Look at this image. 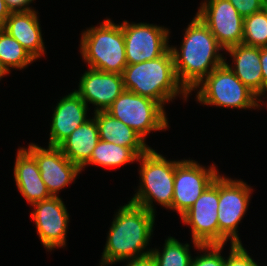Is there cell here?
<instances>
[{"label": "cell", "mask_w": 267, "mask_h": 266, "mask_svg": "<svg viewBox=\"0 0 267 266\" xmlns=\"http://www.w3.org/2000/svg\"><path fill=\"white\" fill-rule=\"evenodd\" d=\"M233 58L232 67L224 63L233 71L235 76L248 87L258 98L263 95V77L260 64V47L238 44L226 49Z\"/></svg>", "instance_id": "ac0fdd59"}, {"label": "cell", "mask_w": 267, "mask_h": 266, "mask_svg": "<svg viewBox=\"0 0 267 266\" xmlns=\"http://www.w3.org/2000/svg\"><path fill=\"white\" fill-rule=\"evenodd\" d=\"M138 161H141L139 170L141 182L130 202L155 213L152 205L155 199L154 201L171 210L175 167L179 161H169L152 148L141 154Z\"/></svg>", "instance_id": "5b68a950"}, {"label": "cell", "mask_w": 267, "mask_h": 266, "mask_svg": "<svg viewBox=\"0 0 267 266\" xmlns=\"http://www.w3.org/2000/svg\"><path fill=\"white\" fill-rule=\"evenodd\" d=\"M127 64H138L162 56L170 47L169 30L147 23H121Z\"/></svg>", "instance_id": "30bf717a"}, {"label": "cell", "mask_w": 267, "mask_h": 266, "mask_svg": "<svg viewBox=\"0 0 267 266\" xmlns=\"http://www.w3.org/2000/svg\"><path fill=\"white\" fill-rule=\"evenodd\" d=\"M127 261L128 264L126 266H157L151 253L142 257L131 258Z\"/></svg>", "instance_id": "f546056e"}, {"label": "cell", "mask_w": 267, "mask_h": 266, "mask_svg": "<svg viewBox=\"0 0 267 266\" xmlns=\"http://www.w3.org/2000/svg\"><path fill=\"white\" fill-rule=\"evenodd\" d=\"M125 90L151 98L162 106L177 94H190L179 82L169 48L162 56L138 64H127L122 73Z\"/></svg>", "instance_id": "3957f363"}, {"label": "cell", "mask_w": 267, "mask_h": 266, "mask_svg": "<svg viewBox=\"0 0 267 266\" xmlns=\"http://www.w3.org/2000/svg\"><path fill=\"white\" fill-rule=\"evenodd\" d=\"M10 10L7 8L6 1L0 0V18L5 22L10 16Z\"/></svg>", "instance_id": "1f68e13d"}, {"label": "cell", "mask_w": 267, "mask_h": 266, "mask_svg": "<svg viewBox=\"0 0 267 266\" xmlns=\"http://www.w3.org/2000/svg\"><path fill=\"white\" fill-rule=\"evenodd\" d=\"M155 213L128 202L120 207L111 224L100 266L142 257L153 233Z\"/></svg>", "instance_id": "7a4b0ae2"}, {"label": "cell", "mask_w": 267, "mask_h": 266, "mask_svg": "<svg viewBox=\"0 0 267 266\" xmlns=\"http://www.w3.org/2000/svg\"><path fill=\"white\" fill-rule=\"evenodd\" d=\"M189 244L180 243L173 237L165 240L162 253L158 249H152L153 256L157 266H191L192 256L189 251Z\"/></svg>", "instance_id": "cb8c5ba5"}, {"label": "cell", "mask_w": 267, "mask_h": 266, "mask_svg": "<svg viewBox=\"0 0 267 266\" xmlns=\"http://www.w3.org/2000/svg\"><path fill=\"white\" fill-rule=\"evenodd\" d=\"M196 15L224 50L242 44L244 18L229 0H206Z\"/></svg>", "instance_id": "7c38bea8"}, {"label": "cell", "mask_w": 267, "mask_h": 266, "mask_svg": "<svg viewBox=\"0 0 267 266\" xmlns=\"http://www.w3.org/2000/svg\"><path fill=\"white\" fill-rule=\"evenodd\" d=\"M224 266H260L249 256L241 244H231L230 255L225 259Z\"/></svg>", "instance_id": "4316f807"}, {"label": "cell", "mask_w": 267, "mask_h": 266, "mask_svg": "<svg viewBox=\"0 0 267 266\" xmlns=\"http://www.w3.org/2000/svg\"><path fill=\"white\" fill-rule=\"evenodd\" d=\"M4 75L0 72V79L3 77Z\"/></svg>", "instance_id": "836d02e7"}, {"label": "cell", "mask_w": 267, "mask_h": 266, "mask_svg": "<svg viewBox=\"0 0 267 266\" xmlns=\"http://www.w3.org/2000/svg\"><path fill=\"white\" fill-rule=\"evenodd\" d=\"M100 141L96 119L87 120L77 127L58 147L62 153L80 169L90 160L94 148Z\"/></svg>", "instance_id": "ffe728a7"}, {"label": "cell", "mask_w": 267, "mask_h": 266, "mask_svg": "<svg viewBox=\"0 0 267 266\" xmlns=\"http://www.w3.org/2000/svg\"><path fill=\"white\" fill-rule=\"evenodd\" d=\"M101 140L128 148H151L132 128L107 111L94 112Z\"/></svg>", "instance_id": "44dd1931"}, {"label": "cell", "mask_w": 267, "mask_h": 266, "mask_svg": "<svg viewBox=\"0 0 267 266\" xmlns=\"http://www.w3.org/2000/svg\"><path fill=\"white\" fill-rule=\"evenodd\" d=\"M39 17L35 10L11 12L5 21V31L16 39L37 60L45 54Z\"/></svg>", "instance_id": "d6986e66"}, {"label": "cell", "mask_w": 267, "mask_h": 266, "mask_svg": "<svg viewBox=\"0 0 267 266\" xmlns=\"http://www.w3.org/2000/svg\"><path fill=\"white\" fill-rule=\"evenodd\" d=\"M34 61L30 53L7 31L0 32V72L4 76L11 68L22 70Z\"/></svg>", "instance_id": "603a6c76"}, {"label": "cell", "mask_w": 267, "mask_h": 266, "mask_svg": "<svg viewBox=\"0 0 267 266\" xmlns=\"http://www.w3.org/2000/svg\"><path fill=\"white\" fill-rule=\"evenodd\" d=\"M79 82V88L75 92L86 104L89 102L97 106L95 112L106 111L125 90L122 74L92 68L85 71Z\"/></svg>", "instance_id": "9a60e30c"}, {"label": "cell", "mask_w": 267, "mask_h": 266, "mask_svg": "<svg viewBox=\"0 0 267 266\" xmlns=\"http://www.w3.org/2000/svg\"><path fill=\"white\" fill-rule=\"evenodd\" d=\"M26 150L35 158L41 178L51 196H58V192L74 181L81 172L57 146H48L45 149L32 143Z\"/></svg>", "instance_id": "4fadbf2b"}, {"label": "cell", "mask_w": 267, "mask_h": 266, "mask_svg": "<svg viewBox=\"0 0 267 266\" xmlns=\"http://www.w3.org/2000/svg\"><path fill=\"white\" fill-rule=\"evenodd\" d=\"M5 30V22L0 18V32Z\"/></svg>", "instance_id": "d6a6232c"}, {"label": "cell", "mask_w": 267, "mask_h": 266, "mask_svg": "<svg viewBox=\"0 0 267 266\" xmlns=\"http://www.w3.org/2000/svg\"><path fill=\"white\" fill-rule=\"evenodd\" d=\"M88 104L74 91L56 105L50 130L49 146H59L77 127L88 119Z\"/></svg>", "instance_id": "2e32d148"}, {"label": "cell", "mask_w": 267, "mask_h": 266, "mask_svg": "<svg viewBox=\"0 0 267 266\" xmlns=\"http://www.w3.org/2000/svg\"><path fill=\"white\" fill-rule=\"evenodd\" d=\"M242 44L267 47V7L244 17Z\"/></svg>", "instance_id": "d4e9b609"}, {"label": "cell", "mask_w": 267, "mask_h": 266, "mask_svg": "<svg viewBox=\"0 0 267 266\" xmlns=\"http://www.w3.org/2000/svg\"><path fill=\"white\" fill-rule=\"evenodd\" d=\"M7 8L10 12H27L34 10L29 7L30 3L34 0H5Z\"/></svg>", "instance_id": "f1b7e54d"}, {"label": "cell", "mask_w": 267, "mask_h": 266, "mask_svg": "<svg viewBox=\"0 0 267 266\" xmlns=\"http://www.w3.org/2000/svg\"><path fill=\"white\" fill-rule=\"evenodd\" d=\"M218 176L215 164L206 169L193 160L179 161L175 167L172 210L182 216Z\"/></svg>", "instance_id": "8fae6325"}, {"label": "cell", "mask_w": 267, "mask_h": 266, "mask_svg": "<svg viewBox=\"0 0 267 266\" xmlns=\"http://www.w3.org/2000/svg\"><path fill=\"white\" fill-rule=\"evenodd\" d=\"M80 44V53L89 68L122 74L127 66L121 24L116 25L110 19H106L99 27H91L84 31Z\"/></svg>", "instance_id": "277c9868"}, {"label": "cell", "mask_w": 267, "mask_h": 266, "mask_svg": "<svg viewBox=\"0 0 267 266\" xmlns=\"http://www.w3.org/2000/svg\"><path fill=\"white\" fill-rule=\"evenodd\" d=\"M238 13L244 18L255 12L261 11L265 5V0H229Z\"/></svg>", "instance_id": "83f0119b"}, {"label": "cell", "mask_w": 267, "mask_h": 266, "mask_svg": "<svg viewBox=\"0 0 267 266\" xmlns=\"http://www.w3.org/2000/svg\"><path fill=\"white\" fill-rule=\"evenodd\" d=\"M223 246L221 244L200 245L197 249L205 253L195 259L192 258L191 266H224L225 257L223 258L220 254Z\"/></svg>", "instance_id": "484cf974"}, {"label": "cell", "mask_w": 267, "mask_h": 266, "mask_svg": "<svg viewBox=\"0 0 267 266\" xmlns=\"http://www.w3.org/2000/svg\"><path fill=\"white\" fill-rule=\"evenodd\" d=\"M260 64L263 77V94L267 92V47L260 48Z\"/></svg>", "instance_id": "4dcf8cb0"}, {"label": "cell", "mask_w": 267, "mask_h": 266, "mask_svg": "<svg viewBox=\"0 0 267 266\" xmlns=\"http://www.w3.org/2000/svg\"><path fill=\"white\" fill-rule=\"evenodd\" d=\"M14 178L20 193L30 205L51 197L35 158L25 148L18 149Z\"/></svg>", "instance_id": "e0dca14e"}, {"label": "cell", "mask_w": 267, "mask_h": 266, "mask_svg": "<svg viewBox=\"0 0 267 266\" xmlns=\"http://www.w3.org/2000/svg\"><path fill=\"white\" fill-rule=\"evenodd\" d=\"M177 78L190 93L216 67L224 63V50L210 29L196 15L185 30L181 50L170 47Z\"/></svg>", "instance_id": "6da1fadb"}, {"label": "cell", "mask_w": 267, "mask_h": 266, "mask_svg": "<svg viewBox=\"0 0 267 266\" xmlns=\"http://www.w3.org/2000/svg\"><path fill=\"white\" fill-rule=\"evenodd\" d=\"M35 208L31 217L35 221L36 229L42 245L48 249L64 247L69 222V213L59 196L32 204Z\"/></svg>", "instance_id": "5bb4252c"}, {"label": "cell", "mask_w": 267, "mask_h": 266, "mask_svg": "<svg viewBox=\"0 0 267 266\" xmlns=\"http://www.w3.org/2000/svg\"><path fill=\"white\" fill-rule=\"evenodd\" d=\"M251 188L242 180H231L219 175L218 226L219 244H241L237 225L247 211Z\"/></svg>", "instance_id": "ba28073f"}, {"label": "cell", "mask_w": 267, "mask_h": 266, "mask_svg": "<svg viewBox=\"0 0 267 266\" xmlns=\"http://www.w3.org/2000/svg\"><path fill=\"white\" fill-rule=\"evenodd\" d=\"M150 148H128L114 143L106 142L100 139L90 160L81 168V170L90 164L103 167H117L137 161L141 154L147 152Z\"/></svg>", "instance_id": "7402d4cb"}, {"label": "cell", "mask_w": 267, "mask_h": 266, "mask_svg": "<svg viewBox=\"0 0 267 266\" xmlns=\"http://www.w3.org/2000/svg\"><path fill=\"white\" fill-rule=\"evenodd\" d=\"M218 202L219 176L181 216L182 222L191 227L192 242L196 248L200 245L219 244Z\"/></svg>", "instance_id": "9c48e42d"}, {"label": "cell", "mask_w": 267, "mask_h": 266, "mask_svg": "<svg viewBox=\"0 0 267 266\" xmlns=\"http://www.w3.org/2000/svg\"><path fill=\"white\" fill-rule=\"evenodd\" d=\"M106 111L132 128L144 140L151 131L165 130L168 127L164 106L128 90H124Z\"/></svg>", "instance_id": "52a82bcc"}, {"label": "cell", "mask_w": 267, "mask_h": 266, "mask_svg": "<svg viewBox=\"0 0 267 266\" xmlns=\"http://www.w3.org/2000/svg\"><path fill=\"white\" fill-rule=\"evenodd\" d=\"M196 88H200L196 95L197 101L205 105L252 109L259 108V102L262 101L235 76L225 63L216 67L193 90Z\"/></svg>", "instance_id": "8992f818"}]
</instances>
